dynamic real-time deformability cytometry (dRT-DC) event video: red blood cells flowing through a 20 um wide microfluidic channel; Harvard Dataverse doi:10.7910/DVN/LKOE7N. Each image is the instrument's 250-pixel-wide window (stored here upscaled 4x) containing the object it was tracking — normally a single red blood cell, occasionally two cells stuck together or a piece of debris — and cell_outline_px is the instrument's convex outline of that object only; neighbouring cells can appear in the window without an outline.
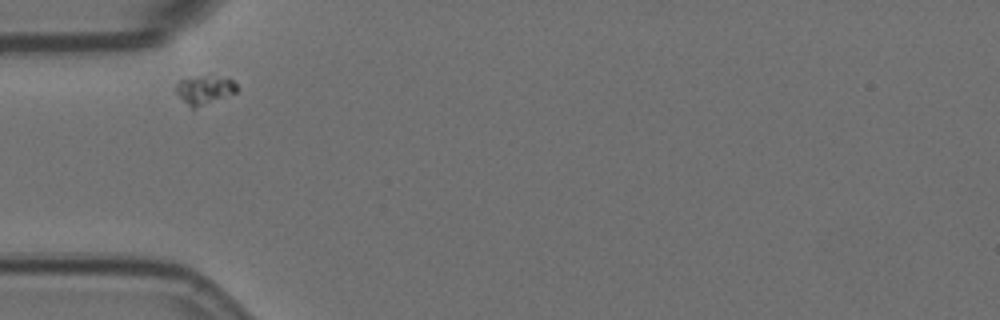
{"species": "Egyptian fruit bat (a non-hibernating species)", "species_latin": "Rousettus aegyptiacus", "temperature_condition": "room temperature", "stored_images_in_passage": 2, "camera_frame_rate_fps": 3000, "um_per_image_px": 0.085, "animal": {"sex": "female"}, "frame": {"image": 1, "passage_image": 1, "time_ms": 0.0, "image_size_px": [1000, 320], "cell_outline_px": [[240, 88], [236, 92], [196, 108], [192, 108], [176, 92], [176, 84], [180, 80], [212, 72], [228, 76]], "centroid_in_image_um": [17.46, 7.54], "position_along_channel_um": 67.5, "area_um2": 10.58}}